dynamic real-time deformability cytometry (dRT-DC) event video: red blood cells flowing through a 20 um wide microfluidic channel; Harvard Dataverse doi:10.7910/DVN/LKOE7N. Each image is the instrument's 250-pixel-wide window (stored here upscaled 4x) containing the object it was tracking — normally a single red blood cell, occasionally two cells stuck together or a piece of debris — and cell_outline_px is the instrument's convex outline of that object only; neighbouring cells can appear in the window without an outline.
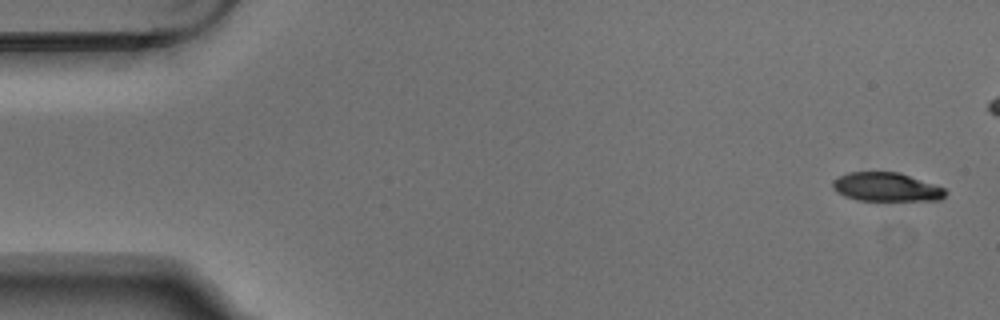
{"species": "Egyptian fruit bat (a non-hibernating species)", "species_latin": "Rousettus aegyptiacus", "temperature_condition": "warm", "stored_images_in_passage": 5, "camera_frame_rate_fps": 3000, "um_per_image_px": 0.085, "animal": {"sex": "male"}, "frame": {"image": 1, "passage_image": 1, "time_ms": 0.0, "image_size_px": [1000, 320], "cell_outline_px": [[948, 192], [940, 200], [856, 200], [844, 196], [836, 192], [832, 188], [832, 180], [848, 172], [900, 172], [944, 188]], "centroid_in_image_um": [75.31, 15.89], "position_along_channel_um": 9.7, "area_um2": 18.9}}